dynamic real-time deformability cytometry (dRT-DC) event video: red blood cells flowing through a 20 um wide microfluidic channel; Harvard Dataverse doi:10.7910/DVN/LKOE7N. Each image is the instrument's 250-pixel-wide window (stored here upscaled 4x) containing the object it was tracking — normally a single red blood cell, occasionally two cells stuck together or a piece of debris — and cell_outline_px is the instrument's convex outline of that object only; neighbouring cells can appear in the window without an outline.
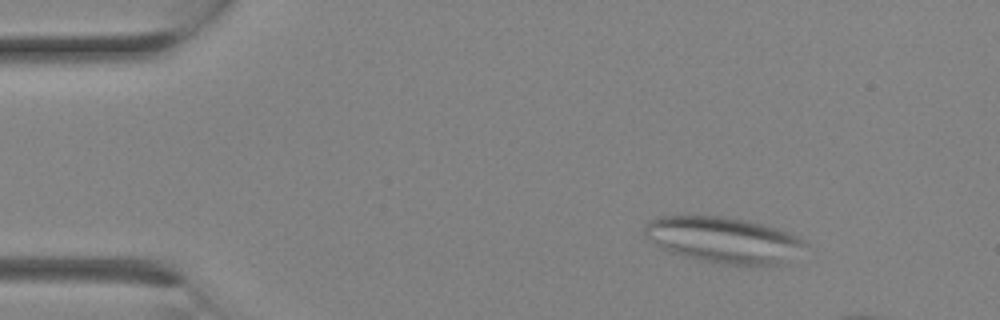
{"species": "Egyptian fruit bat (a non-hibernating species)", "species_latin": "Rousettus aegyptiacus", "temperature_condition": "room temperature", "stored_images_in_passage": 6, "camera_frame_rate_fps": 3000, "um_per_image_px": 0.085, "animal": {"sex": "female"}, "frame": {"image": 1, "passage_image": 1, "time_ms": 0.0, "image_size_px": [1000, 320], "cell_outline_px": [[804, 244], [780, 264], [748, 268], [720, 264], [700, 260], [684, 256], [660, 248], [648, 240], [644, 236], [644, 228], [648, 220], [656, 216], [720, 216], [744, 220], [764, 224], [788, 232], [804, 240]], "centroid_in_image_um": [61.41, 20.41], "position_along_channel_um": 23.6, "area_um2": 43.12}}